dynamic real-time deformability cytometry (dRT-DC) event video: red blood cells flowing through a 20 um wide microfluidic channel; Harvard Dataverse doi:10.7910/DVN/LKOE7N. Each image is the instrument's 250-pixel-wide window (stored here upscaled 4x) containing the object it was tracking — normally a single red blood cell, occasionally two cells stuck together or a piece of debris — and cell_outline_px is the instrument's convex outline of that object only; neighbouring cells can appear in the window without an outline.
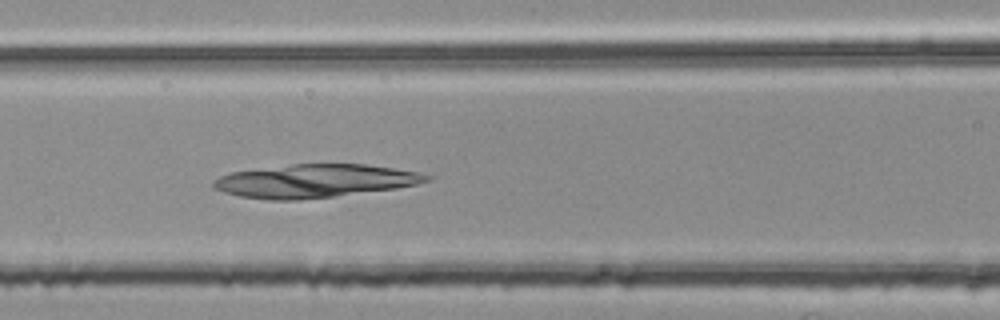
{"species": "common noctule bat (a hibernating species)", "species_latin": "Nyctalus noctula", "temperature_condition": "room temperature", "stored_images_in_passage": 47, "camera_frame_rate_fps": 3000, "um_per_image_px": 0.085, "animal": {"sex": "female", "body_mass_g": 25.1}, "frame": {"image": 1, "passage_image": 20, "time_ms": 6.333, "image_size_px": [1000, 320], "cell_outline_px": [[436, 176], [432, 180], [416, 184], [396, 188], [332, 196], [296, 200], [268, 200], [240, 196], [224, 192], [212, 188], [212, 184], [220, 176], [232, 172], [292, 164], [364, 164], [420, 172]], "centroid_in_image_um": [26.79, 15.37], "position_along_channel_um": 139.8, "area_um2": 41.04}}
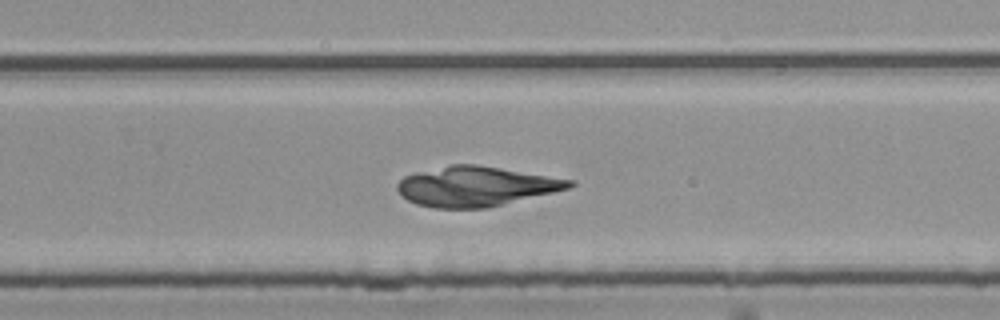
{"frame": {"image": 2, "passage_image": 32, "time_ms": 10.333, "image_size_px": [1000, 320], "cell_outline_px": [[576, 184], [568, 188], [488, 208], [436, 208], [416, 204], [408, 200], [396, 188], [396, 184], [404, 176], [416, 172], [452, 164], [476, 164], [576, 180]], "centroid_in_image_um": [40.45, 15.83], "position_along_channel_um": 289.4, "area_um2": 39.71}}
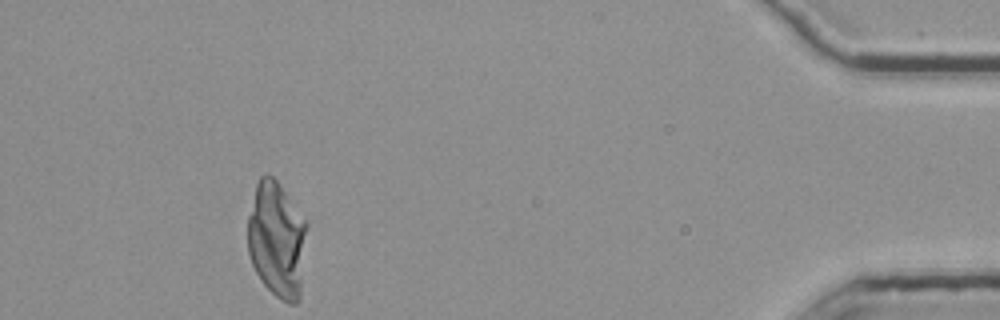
{"frame": {"image": 3, "passage_image": 47, "time_ms": 15.333, "image_size_px": [1000, 320], "cell_outline_px": [[308, 228], [300, 300], [296, 304], [288, 304], [280, 300], [260, 280], [252, 264], [248, 252], [248, 216], [256, 184], [260, 176], [264, 172], [268, 172], [276, 180], [308, 220]], "centroid_in_image_um": [23.57, 20.36], "position_along_channel_um": 411.6, "area_um2": 40.92}}